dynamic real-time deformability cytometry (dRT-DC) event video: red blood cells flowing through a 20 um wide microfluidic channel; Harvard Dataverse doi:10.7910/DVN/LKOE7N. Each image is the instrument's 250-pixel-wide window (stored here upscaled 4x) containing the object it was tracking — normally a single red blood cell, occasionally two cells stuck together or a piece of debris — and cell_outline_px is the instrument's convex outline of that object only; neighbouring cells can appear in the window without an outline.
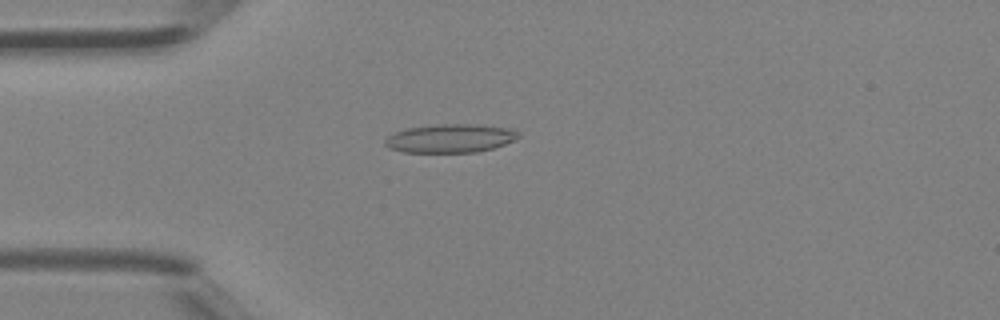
{"species": "Egyptian fruit bat (a non-hibernating species)", "species_latin": "Rousettus aegyptiacus", "temperature_condition": "room temperature", "stored_images_in_passage": 1, "camera_frame_rate_fps": 3000, "um_per_image_px": 0.085, "animal": {"sex": "female"}, "frame": {"image": 1, "passage_image": 1, "time_ms": 0.0, "image_size_px": [1000, 320], "cell_outline_px": [[520, 136], [504, 144], [492, 148], [476, 152], [404, 152], [388, 148], [384, 144], [384, 140], [388, 136], [404, 128], [436, 124], [476, 124], [508, 128], [520, 132]], "centroid_in_image_um": [38.24, 11.75], "position_along_channel_um": 46.8, "area_um2": 22.2}}